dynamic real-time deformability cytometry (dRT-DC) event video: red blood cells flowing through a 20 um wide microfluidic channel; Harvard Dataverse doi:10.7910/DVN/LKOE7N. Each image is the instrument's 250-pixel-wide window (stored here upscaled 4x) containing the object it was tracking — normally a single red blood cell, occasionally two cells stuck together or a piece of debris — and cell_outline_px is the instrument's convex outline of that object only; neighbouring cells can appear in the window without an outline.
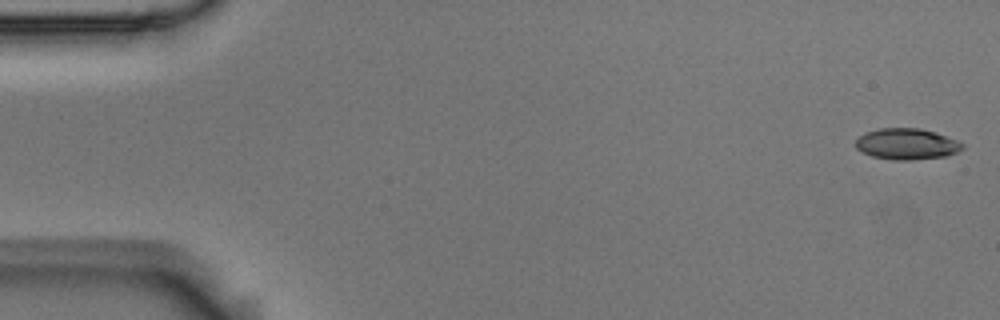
{"species": "Egyptian fruit bat (a non-hibernating species)", "species_latin": "Rousettus aegyptiacus", "temperature_condition": "room temperature", "stored_images_in_passage": 56, "camera_frame_rate_fps": 3000, "um_per_image_px": 0.085, "animal": {"sex": "male"}, "frame": {"image": 1, "passage_image": 1, "time_ms": 0.0, "image_size_px": [1000, 320], "cell_outline_px": [[964, 148], [956, 152], [944, 156], [912, 160], [896, 160], [872, 156], [856, 148], [856, 140], [864, 132], [880, 128], [920, 128], [936, 132], [956, 140], [964, 144]], "centroid_in_image_um": [77.07, 12.23], "position_along_channel_um": 7.9, "area_um2": 19.25}}
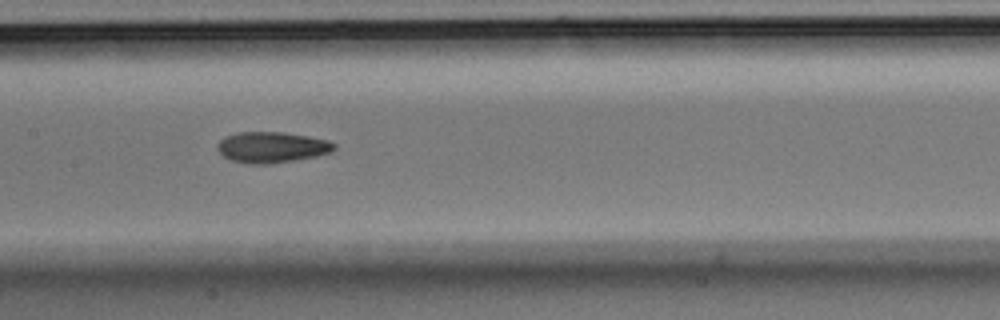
{"frame": {"image": 2, "passage_image": 27, "time_ms": 8.667, "image_size_px": [1000, 320], "cell_outline_px": [[336, 148], [332, 152], [316, 156], [268, 164], [248, 164], [232, 160], [224, 156], [216, 148], [220, 140], [224, 136], [236, 132], [284, 132], [308, 136], [328, 140], [336, 144]], "centroid_in_image_um": [23.1, 12.5], "position_along_channel_um": 184.3, "area_um2": 21.04}}
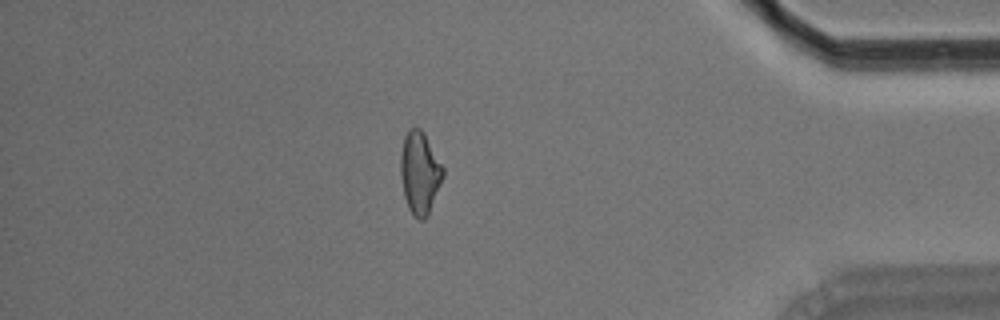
{"frame": {"image": 3, "passage_image": 48, "time_ms": 15.667, "image_size_px": [1000, 320], "cell_outline_px": [[444, 176], [428, 216], [424, 220], [420, 220], [412, 216], [408, 208], [404, 196], [400, 176], [400, 152], [404, 136], [412, 128], [420, 128], [424, 132], [444, 168]], "centroid_in_image_um": [35.68, 14.72], "position_along_channel_um": 399.5, "area_um2": 20.63}, "authors_computed_cell_mechanics": {"area_um2": 19.9988, "velocity_mm_per_s": 3.5962, "shape_relaxation_time_tau1_ms": 4.7302, "shape_relaxation_time_tau2_ms": 3.7163, "deformation_change_tau1": 0.1708, "deformation_change_tau2": 0.1206}}